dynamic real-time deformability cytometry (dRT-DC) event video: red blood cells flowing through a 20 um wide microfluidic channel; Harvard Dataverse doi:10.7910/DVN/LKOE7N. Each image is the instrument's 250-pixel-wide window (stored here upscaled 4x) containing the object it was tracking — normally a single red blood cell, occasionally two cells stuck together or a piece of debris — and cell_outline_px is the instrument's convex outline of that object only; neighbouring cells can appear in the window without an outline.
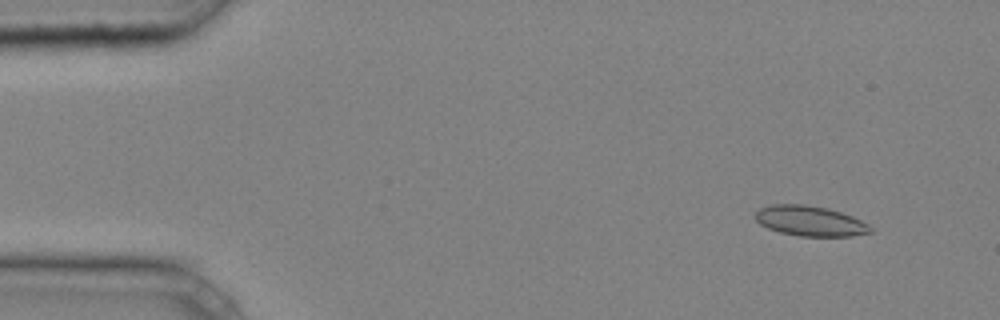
{"species": "common noctule bat (a hibernating species)", "species_latin": "Nyctalus noctula", "temperature_condition": "cold", "stored_images_in_passage": 45, "camera_frame_rate_fps": 3000, "um_per_image_px": 0.085, "animal": {"sex": "male", "body_mass_g": 20.4}, "frame": {"image": 1, "passage_image": 4, "time_ms": 1.0, "image_size_px": [1000, 320], "cell_outline_px": [[872, 232], [852, 236], [800, 236], [780, 232], [768, 228], [760, 224], [752, 216], [760, 208], [772, 204], [804, 204], [828, 208], [852, 216], [868, 224], [872, 228]], "centroid_in_image_um": [68.83, 18.78], "position_along_channel_um": 16.2, "area_um2": 20.29}}
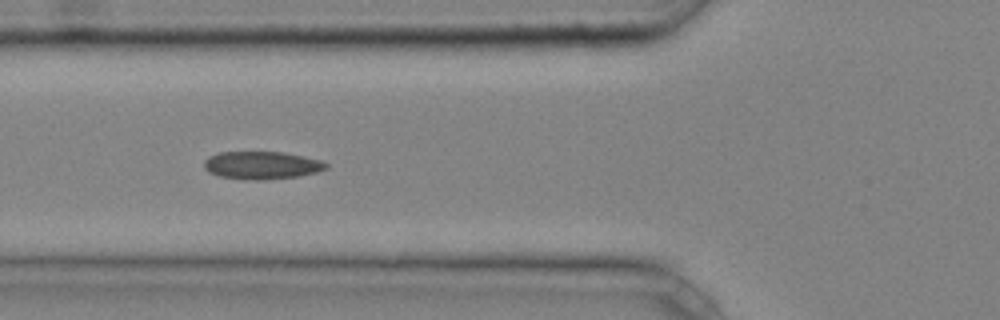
{"frame": {"image": 2, "passage_image": 17, "time_ms": 5.333, "image_size_px": [1000, 320], "cell_outline_px": [[328, 168], [316, 172], [300, 176], [264, 180], [244, 180], [220, 176], [208, 172], [204, 168], [204, 160], [208, 156], [220, 152], [284, 152], [304, 156], [320, 160], [328, 164]], "centroid_in_image_um": [22.24, 14.05], "position_along_channel_um": 103.6, "area_um2": 19.94}}
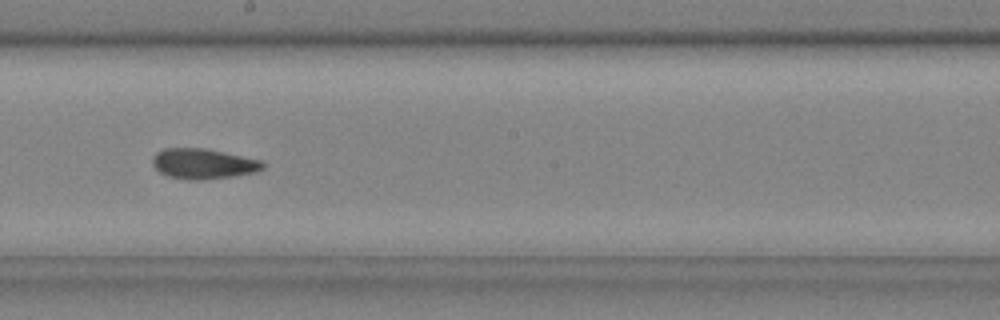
{"frame": {"image": 3, "passage_image": 26, "time_ms": 8.333, "image_size_px": [1000, 320], "cell_outline_px": [[264, 168], [256, 172], [232, 176], [200, 180], [188, 180], [168, 176], [160, 172], [152, 164], [152, 156], [156, 152], [164, 148], [204, 148], [264, 160]], "centroid_in_image_um": [17.28, 13.91], "position_along_channel_um": 230.9, "area_um2": 19.59}, "authors_computed_cell_mechanics": {"area_um2": 19.4786, "velocity_mm_per_s": 4.2469, "shape_relaxation_time_tau1_ms": null, "shape_relaxation_time_tau2_ms": 2.4603, "deformation_change_tau1": null, "deformation_change_tau2": 0.0677}}